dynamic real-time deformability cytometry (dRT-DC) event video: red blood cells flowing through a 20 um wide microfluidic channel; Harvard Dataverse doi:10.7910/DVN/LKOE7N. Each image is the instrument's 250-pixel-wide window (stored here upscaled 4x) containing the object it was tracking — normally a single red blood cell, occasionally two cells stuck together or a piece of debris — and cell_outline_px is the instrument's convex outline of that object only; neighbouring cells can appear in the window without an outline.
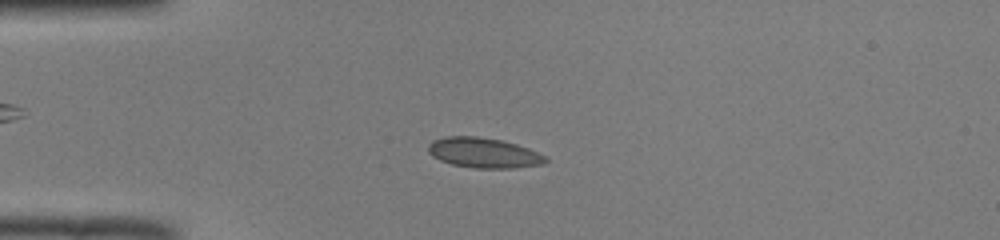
{"species": "common noctule bat (a hibernating species)", "species_latin": "Nyctalus noctula", "temperature_condition": "room temperature", "stored_images_in_passage": 50, "camera_frame_rate_fps": 3000, "um_per_image_px": 0.085, "animal": {"sex": "male", "body_mass_g": 19.0, "forearm_length_mm": 50.8}, "frame": {"image": 1, "passage_image": 12, "time_ms": 3.667, "image_size_px": [1000, 240], "cell_outline_px": [[548, 160], [544, 164], [516, 168], [476, 168], [452, 164], [440, 160], [432, 156], [428, 152], [428, 144], [432, 140], [444, 136], [476, 136], [500, 140], [516, 144], [528, 148], [548, 156]], "centroid_in_image_um": [41.12, 12.99], "position_along_channel_um": 43.9, "area_um2": 20.75}}
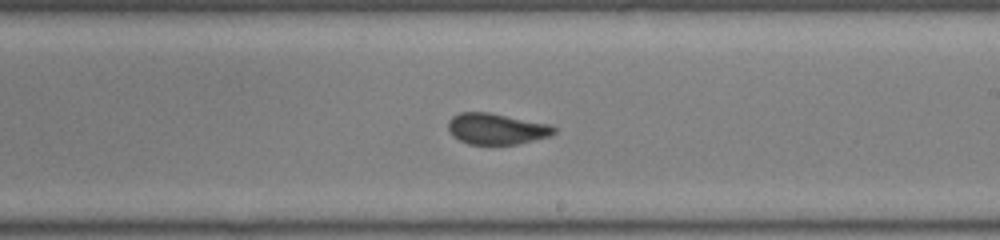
{"frame": {"image": 2, "passage_image": 29, "time_ms": 9.333, "image_size_px": [1000, 240], "cell_outline_px": [[556, 132], [548, 136], [520, 144], [468, 144], [452, 136], [448, 132], [448, 120], [452, 116], [460, 112], [488, 112], [552, 124], [556, 128]], "centroid_in_image_um": [42.19, 10.94], "position_along_channel_um": 246.8, "area_um2": 19.36}}
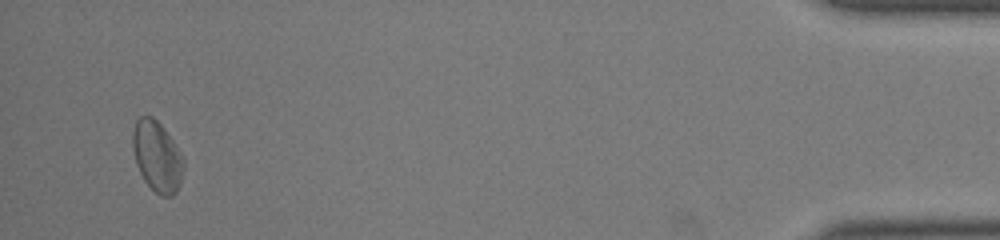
{"frame": {"image": 3, "passage_image": 48, "time_ms": 15.667, "image_size_px": [1000, 240], "cell_outline_px": [[184, 168], [180, 184], [176, 192], [172, 196], [160, 196], [144, 180], [136, 164], [132, 144], [132, 132], [136, 120], [140, 116], [152, 116], [164, 128], [184, 156]], "centroid_in_image_um": [13.36, 13.29], "position_along_channel_um": 421.8, "area_um2": 21.04}, "authors_computed_cell_mechanics": {"area_um2": 20.0855, "velocity_mm_per_s": 3.9757, "shape_relaxation_time_tau1_ms": null, "shape_relaxation_time_tau2_ms": 0.6854, "deformation_change_tau1": null, "deformation_change_tau2": 0.0552}}